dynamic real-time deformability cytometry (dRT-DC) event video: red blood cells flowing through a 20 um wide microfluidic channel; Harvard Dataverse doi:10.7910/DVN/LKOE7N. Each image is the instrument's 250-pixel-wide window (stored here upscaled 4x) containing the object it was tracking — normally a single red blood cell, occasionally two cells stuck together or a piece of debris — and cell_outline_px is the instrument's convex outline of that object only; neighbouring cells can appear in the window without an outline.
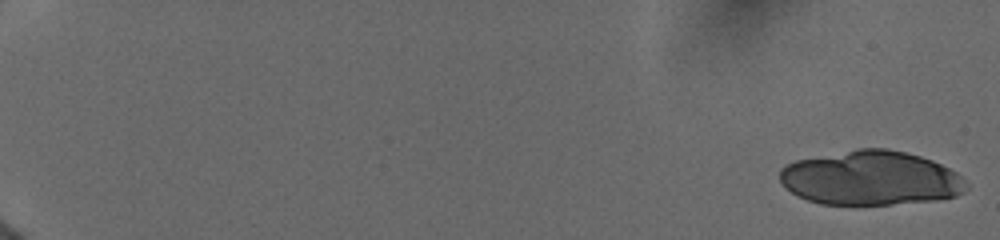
{"species": "human", "species_latin": "Homo sapiens", "temperature_condition": "cold", "stored_images_in_passage": 10, "camera_frame_rate_fps": 3000, "um_per_image_px": 0.085, "donor": {"sex": "female"}, "frame": {"image": 1, "passage_image": 1, "time_ms": 0.0, "image_size_px": [1000, 240], "cell_outline_px": [[968, 188], [964, 192], [956, 196], [936, 200], [892, 204], [820, 204], [808, 200], [792, 192], [780, 180], [780, 168], [796, 160], [856, 148], [888, 148], [920, 156], [932, 160], [956, 172], [968, 184]], "centroid_in_image_um": [74.03, 15.13], "position_along_channel_um": 11.0, "area_um2": 58.96}}
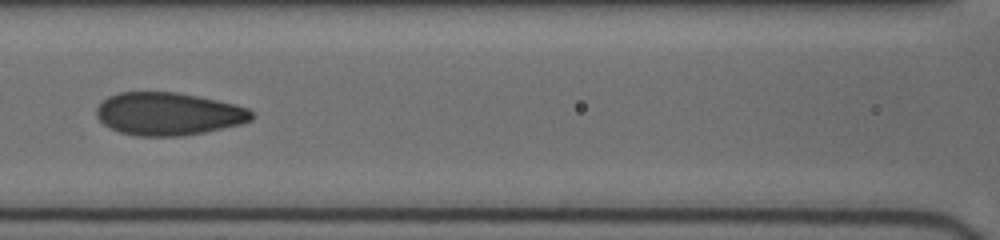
{"frame": {"image": 2, "passage_image": 9, "time_ms": 9.333, "image_size_px": [1000, 240], "cell_outline_px": [[256, 116], [252, 120], [240, 124], [204, 132], [180, 136], [136, 136], [120, 132], [104, 124], [96, 116], [96, 108], [108, 96], [120, 92], [176, 92], [236, 104], [248, 108]], "centroid_in_image_um": [14.32, 9.68], "position_along_channel_um": 152.3, "area_um2": 38.61}}
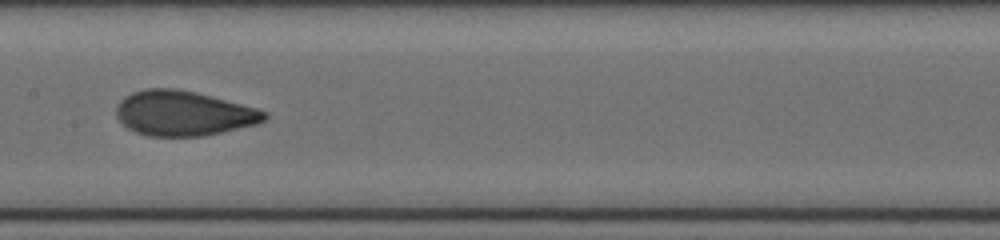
{"frame": {"image": 3, "passage_image": 10, "time_ms": 10.333, "image_size_px": [1000, 240], "cell_outline_px": [[268, 120], [256, 124], [204, 136], [148, 136], [136, 132], [128, 128], [116, 116], [116, 104], [124, 96], [132, 92], [144, 88], [176, 88], [196, 92], [256, 108], [268, 112]], "centroid_in_image_um": [15.58, 9.62], "position_along_channel_um": 191.8, "area_um2": 38.9}}